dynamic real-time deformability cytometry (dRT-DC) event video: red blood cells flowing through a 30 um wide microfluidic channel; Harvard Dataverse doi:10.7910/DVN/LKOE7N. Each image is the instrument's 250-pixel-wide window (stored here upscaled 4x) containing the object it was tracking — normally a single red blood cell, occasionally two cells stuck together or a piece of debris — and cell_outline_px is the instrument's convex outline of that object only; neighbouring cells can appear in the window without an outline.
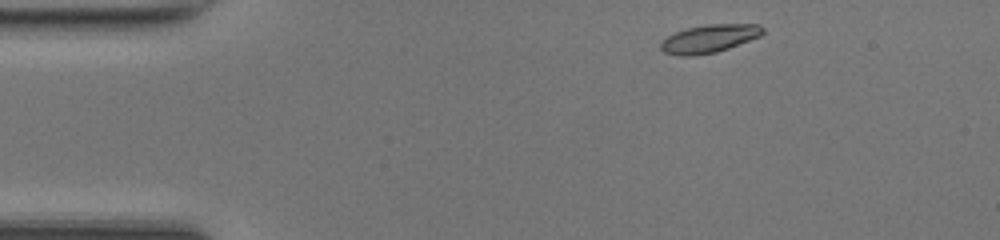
{"species": "common noctule bat (a hibernating species)", "species_latin": "Nyctalus noctula", "temperature_condition": "room temperature", "stored_images_in_passage": 43, "camera_frame_rate_fps": 3000, "um_per_image_px": 0.085, "animal": {"sex": "female", "body_mass_g": 17.0, "forearm_length_mm": 48.0}, "frame": {"image": 1, "passage_image": 1, "time_ms": 0.0, "image_size_px": [1000, 240], "cell_outline_px": [[764, 32], [760, 36], [728, 48], [716, 52], [692, 56], [680, 56], [664, 52], [660, 48], [660, 44], [668, 36], [676, 32], [688, 28], [708, 24], [756, 24], [764, 28]], "centroid_in_image_um": [60.29, 3.29], "position_along_channel_um": 24.7, "area_um2": 16.47}}
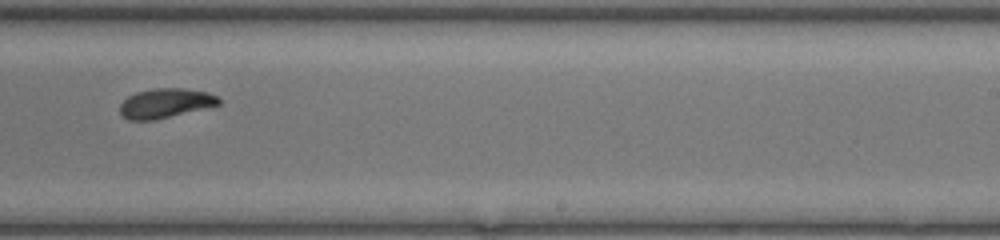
{"frame": {"image": 2, "passage_image": 24, "time_ms": 7.667, "image_size_px": [1000, 240], "cell_outline_px": [[220, 104], [156, 120], [128, 120], [120, 112], [120, 104], [128, 96], [136, 92], [152, 88], [184, 88], [208, 92], [216, 96], [220, 100]], "centroid_in_image_um": [14.04, 8.76], "position_along_channel_um": 275.0, "area_um2": 16.94}}
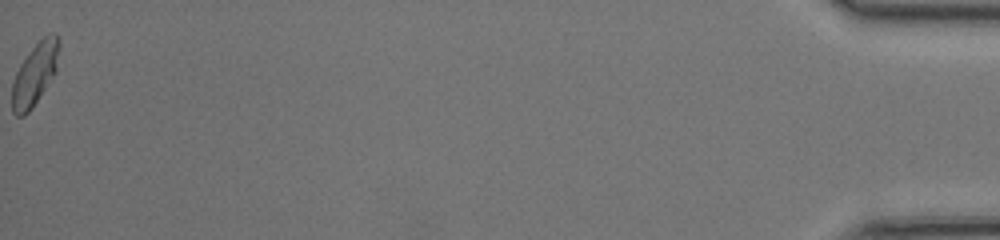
{"frame": {"image": 3, "passage_image": 43, "time_ms": 14.0, "image_size_px": [1000, 240], "cell_outline_px": [[60, 44], [56, 72], [28, 112], [24, 116], [16, 116], [12, 112], [12, 84], [16, 72], [20, 64], [32, 48], [48, 32], [56, 32], [60, 36]], "centroid_in_image_um": [2.98, 6.24], "position_along_channel_um": 432.2, "area_um2": 17.05}, "authors_computed_cell_mechanics": {"area_um2": 17.051, "velocity_mm_per_s": 4.2065, "shape_relaxation_time_tau1_ms": 2.4361, "shape_relaxation_time_tau2_ms": 1.1529, "deformation_change_tau1": 0.1311, "deformation_change_tau2": 0.0542}}